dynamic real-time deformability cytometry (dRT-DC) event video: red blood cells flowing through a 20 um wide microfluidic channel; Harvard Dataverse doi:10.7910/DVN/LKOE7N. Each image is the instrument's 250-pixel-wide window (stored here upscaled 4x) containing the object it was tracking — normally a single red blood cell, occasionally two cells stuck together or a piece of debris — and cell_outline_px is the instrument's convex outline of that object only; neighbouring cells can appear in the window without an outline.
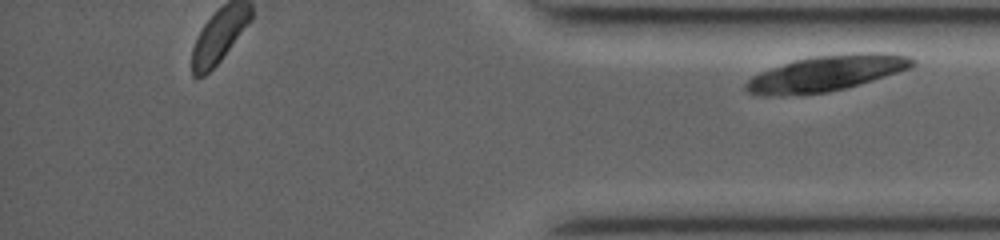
{"species": "common noctule bat (a hibernating species)", "species_latin": "Nyctalus noctula", "temperature_condition": "room temperature", "stored_images_in_passage": 28, "segment_of_instrument_passage": [2, 2], "camera_frame_rate_fps": 3000, "um_per_image_px": 0.085, "animal": {"sex": "female", "body_mass_g": 19.0, "forearm_length_mm": 53.3}, "frame": {"image": 1, "passage_image": 28, "time_ms": 10.0, "image_size_px": [1000, 240], "cell_outline_px": [[916, 64], [908, 68], [860, 84], [828, 92], [780, 96], [764, 96], [748, 92], [744, 88], [744, 84], [752, 76], [760, 72], [792, 60], [812, 56], [856, 52], [884, 52], [908, 56], [916, 60]], "centroid_in_image_um": [70.2, 6.22], "position_along_channel_um": 365.0, "area_um2": 34.74}}